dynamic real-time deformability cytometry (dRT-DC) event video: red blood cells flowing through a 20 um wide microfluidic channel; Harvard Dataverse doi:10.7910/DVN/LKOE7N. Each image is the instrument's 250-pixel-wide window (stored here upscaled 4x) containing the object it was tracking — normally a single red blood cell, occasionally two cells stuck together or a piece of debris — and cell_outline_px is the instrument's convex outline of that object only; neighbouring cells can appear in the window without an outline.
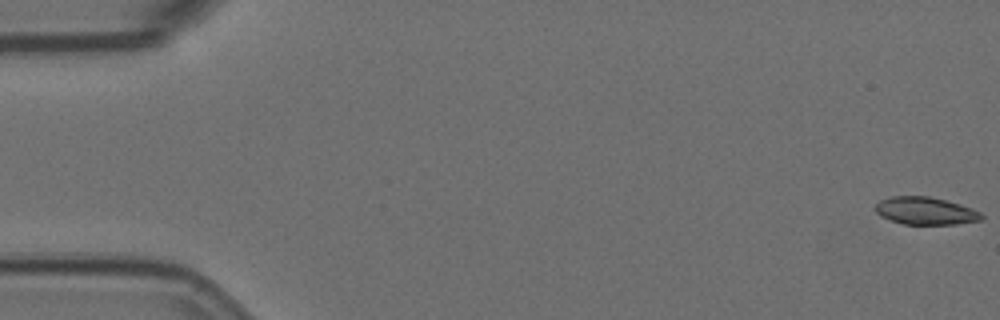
{"species": "Egyptian fruit bat (a non-hibernating species)", "species_latin": "Rousettus aegyptiacus", "temperature_condition": "room temperature", "stored_images_in_passage": 5, "camera_frame_rate_fps": 3000, "um_per_image_px": 0.085, "animal": {"sex": "female"}, "frame": {"image": 1, "passage_image": 1, "time_ms": 0.0, "image_size_px": [1000, 320], "cell_outline_px": [[984, 220], [956, 224], [904, 224], [880, 216], [872, 208], [880, 200], [892, 196], [928, 196], [960, 204], [972, 208], [980, 212], [984, 216]], "centroid_in_image_um": [78.67, 17.92], "position_along_channel_um": 6.3, "area_um2": 17.11}}